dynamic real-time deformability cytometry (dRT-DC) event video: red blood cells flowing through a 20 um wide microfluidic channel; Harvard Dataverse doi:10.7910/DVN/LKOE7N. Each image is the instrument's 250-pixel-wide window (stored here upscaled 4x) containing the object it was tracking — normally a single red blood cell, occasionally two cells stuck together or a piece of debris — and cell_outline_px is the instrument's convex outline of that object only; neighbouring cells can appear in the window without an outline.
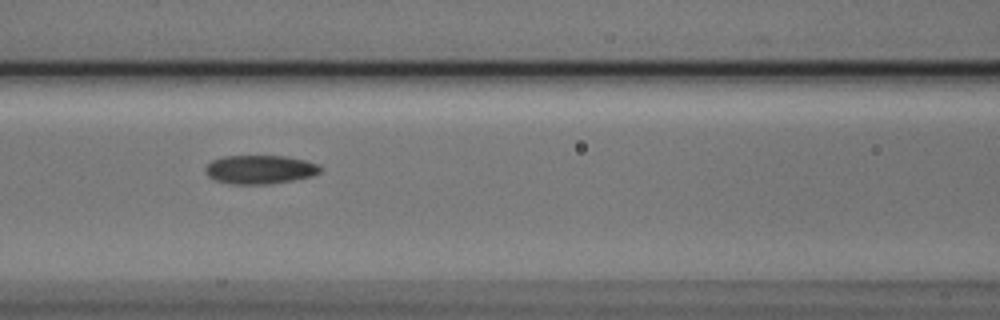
{"species": "Egyptian fruit bat (a non-hibernating species)", "species_latin": "Rousettus aegyptiacus", "temperature_condition": "cold", "stored_images_in_passage": 11, "camera_frame_rate_fps": 3000, "um_per_image_px": 0.085, "animal": {"sex": "male"}, "frame": {"image": 1, "passage_image": 7, "time_ms": 2.0, "image_size_px": [1000, 320], "cell_outline_px": [[324, 168], [320, 172], [312, 176], [292, 180], [268, 184], [232, 184], [216, 180], [208, 176], [204, 172], [204, 168], [212, 160], [224, 156], [284, 156], [304, 160], [320, 164]], "centroid_in_image_um": [22.11, 14.4], "position_along_channel_um": 144.5, "area_um2": 19.31}}
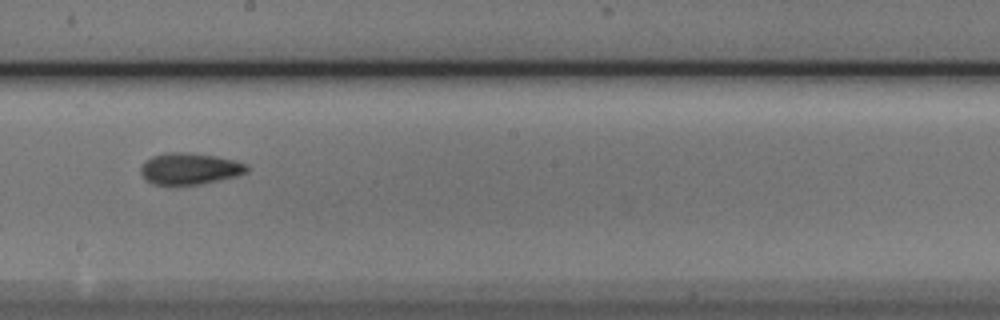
{"frame": {"image": 2, "passage_image": 9, "time_ms": 2.667, "image_size_px": [1000, 320], "cell_outline_px": [[248, 172], [240, 176], [200, 184], [152, 184], [140, 172], [140, 168], [144, 160], [152, 156], [164, 152], [188, 152], [216, 156], [236, 160], [248, 164]], "centroid_in_image_um": [16.16, 14.32], "position_along_channel_um": 232.0, "area_um2": 19.71}}
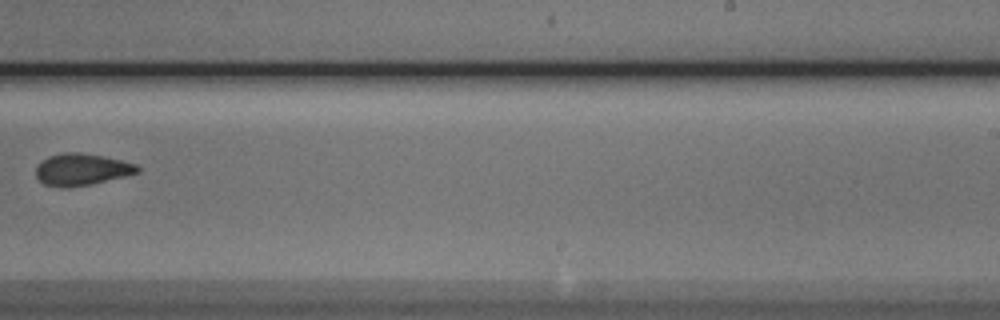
{"frame": {"image": 3, "passage_image": 10, "time_ms": 3.0, "image_size_px": [1000, 320], "cell_outline_px": [[140, 172], [124, 176], [88, 184], [68, 188], [60, 188], [44, 184], [36, 176], [36, 164], [48, 156], [64, 152], [80, 152], [104, 156], [136, 164], [140, 168]], "centroid_in_image_um": [6.9, 14.39], "position_along_channel_um": 282.1, "area_um2": 18.84}}